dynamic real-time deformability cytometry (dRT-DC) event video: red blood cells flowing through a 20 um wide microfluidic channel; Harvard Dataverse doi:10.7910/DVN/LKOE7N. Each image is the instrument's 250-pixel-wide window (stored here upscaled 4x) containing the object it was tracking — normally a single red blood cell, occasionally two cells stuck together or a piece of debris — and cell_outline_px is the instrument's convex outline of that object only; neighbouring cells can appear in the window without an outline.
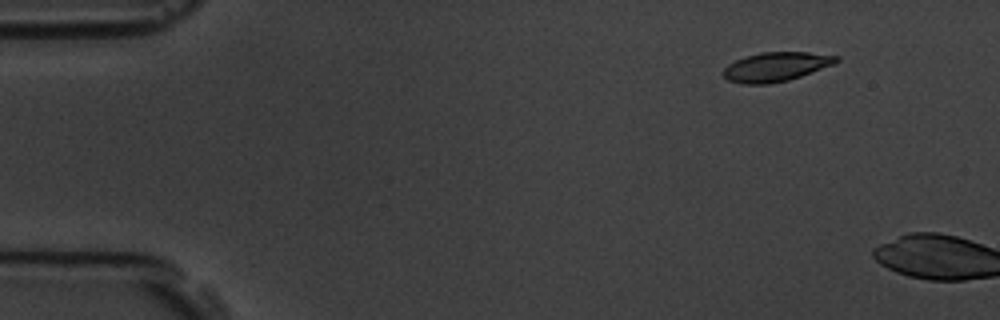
{"species": "common noctule bat (a hibernating species)", "species_latin": "Nyctalus noctula", "temperature_condition": "room temperature", "stored_images_in_passage": 3, "camera_frame_rate_fps": 3000, "um_per_image_px": 0.085, "animal": {"sex": "male", "body_mass_g": 19.5, "forearm_length_mm": 54.6}, "frame": {"image": 1, "passage_image": 2, "time_ms": 1.333, "image_size_px": [1000, 320], "cell_outline_px": [[840, 60], [836, 64], [788, 80], [768, 84], [744, 84], [728, 80], [720, 72], [728, 64], [736, 60], [760, 52], [808, 52], [840, 56]], "centroid_in_image_um": [65.98, 5.67], "position_along_channel_um": 19.0, "area_um2": 19.31}}